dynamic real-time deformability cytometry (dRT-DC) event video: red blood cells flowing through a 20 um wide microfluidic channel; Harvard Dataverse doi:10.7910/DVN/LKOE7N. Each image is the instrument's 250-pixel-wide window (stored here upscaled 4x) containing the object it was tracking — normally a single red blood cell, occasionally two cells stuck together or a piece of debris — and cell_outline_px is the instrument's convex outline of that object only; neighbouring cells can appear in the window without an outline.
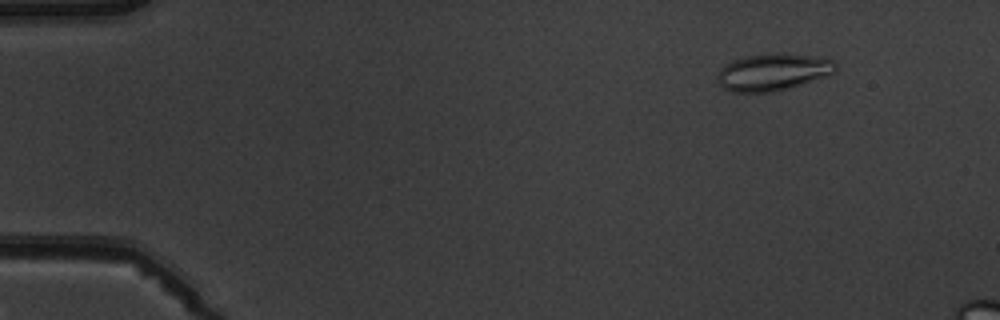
{"species": "common noctule bat (a hibernating species)", "species_latin": "Nyctalus noctula", "temperature_condition": "warm", "stored_images_in_passage": 5, "camera_frame_rate_fps": 3000, "um_per_image_px": 0.085, "animal": {"sex": "male", "body_mass_g": 19.5, "forearm_length_mm": 54.6}, "frame": {"image": 1, "passage_image": 2, "time_ms": 1.0, "image_size_px": [1000, 320], "cell_outline_px": [[836, 72], [788, 88], [772, 92], [732, 92], [724, 88], [716, 80], [716, 76], [720, 68], [732, 60], [748, 56], [780, 52], [832, 60], [836, 64]], "centroid_in_image_um": [65.63, 6.13], "position_along_channel_um": 19.4, "area_um2": 25.14}}